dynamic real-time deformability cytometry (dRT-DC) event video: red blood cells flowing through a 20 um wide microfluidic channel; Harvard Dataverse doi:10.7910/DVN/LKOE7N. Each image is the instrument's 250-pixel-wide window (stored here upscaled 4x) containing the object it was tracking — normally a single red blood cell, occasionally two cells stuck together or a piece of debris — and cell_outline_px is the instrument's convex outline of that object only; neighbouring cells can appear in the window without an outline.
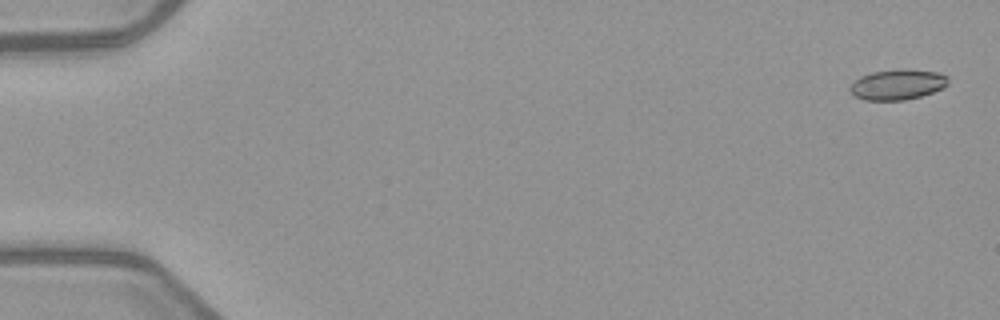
{"species": "common noctule bat (a hibernating species)", "species_latin": "Nyctalus noctula", "temperature_condition": "warm", "stored_images_in_passage": 5, "segment_of_instrument_passage": [1, 2], "camera_frame_rate_fps": 3000, "um_per_image_px": 0.085, "animal": {"sex": "female", "body_mass_g": 21.9}, "frame": {"image": 1, "passage_image": 1, "time_ms": 0.0, "image_size_px": [1000, 320], "cell_outline_px": [[948, 84], [944, 88], [920, 96], [904, 100], [864, 100], [856, 96], [848, 88], [860, 76], [872, 72], [940, 72], [948, 76]], "centroid_in_image_um": [76.29, 7.24], "position_along_channel_um": 8.7, "area_um2": 16.47}}